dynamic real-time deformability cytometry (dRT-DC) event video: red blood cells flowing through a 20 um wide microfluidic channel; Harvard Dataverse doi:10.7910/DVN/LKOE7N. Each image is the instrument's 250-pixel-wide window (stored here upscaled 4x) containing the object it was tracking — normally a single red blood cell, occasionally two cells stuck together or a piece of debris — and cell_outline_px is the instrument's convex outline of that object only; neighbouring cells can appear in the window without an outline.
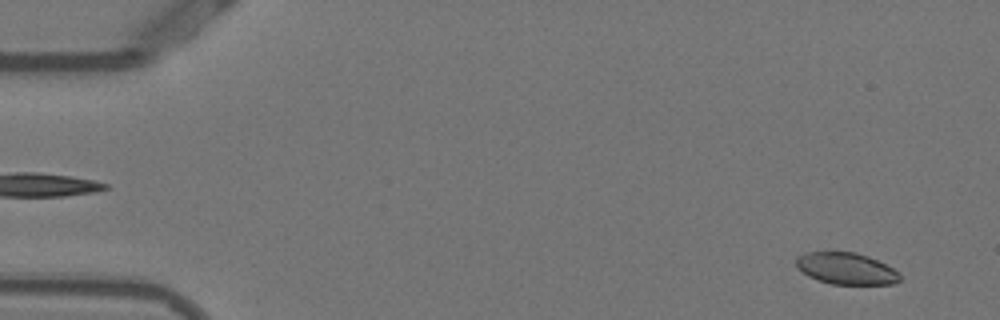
{"species": "Egyptian fruit bat (a non-hibernating species)", "species_latin": "Rousettus aegyptiacus", "temperature_condition": "warm", "stored_images_in_passage": 53, "camera_frame_rate_fps": 3000, "um_per_image_px": 0.085, "animal": {"sex": "female"}, "frame": {"image": 1, "passage_image": 3, "time_ms": 0.667, "image_size_px": [1000, 320], "cell_outline_px": [[900, 280], [896, 284], [832, 284], [816, 280], [808, 276], [796, 264], [796, 256], [808, 252], [856, 252], [868, 256], [900, 272]], "centroid_in_image_um": [71.94, 22.83], "position_along_channel_um": 13.1, "area_um2": 19.07}}
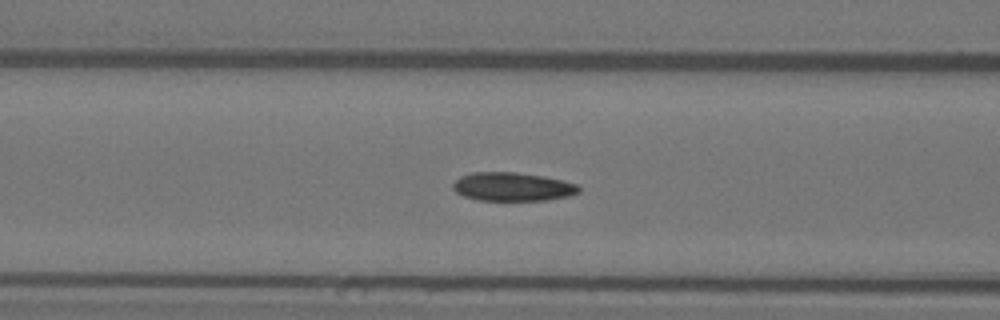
{"frame": {"image": 2, "passage_image": 21, "time_ms": 6.667, "image_size_px": [1000, 320], "cell_outline_px": [[580, 192], [572, 196], [548, 200], [480, 200], [464, 196], [456, 192], [452, 188], [452, 184], [460, 176], [472, 172], [516, 172], [544, 176], [564, 180], [576, 184], [580, 188]], "centroid_in_image_um": [43.59, 15.87], "position_along_channel_um": 123.0, "area_um2": 21.15}}
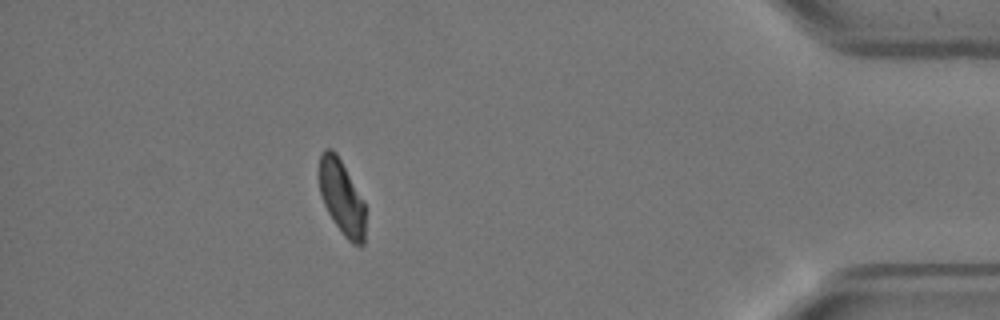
{"frame": {"image": 3, "passage_image": 47, "time_ms": 15.333, "image_size_px": [1000, 320], "cell_outline_px": [[364, 244], [352, 244], [344, 236], [328, 212], [324, 204], [320, 192], [316, 176], [316, 172], [320, 152], [324, 148], [332, 148], [336, 152], [364, 200]], "centroid_in_image_um": [28.98, 16.68], "position_along_channel_um": 406.2, "area_um2": 20.46}, "authors_computed_cell_mechanics": {"area_um2": 20.9814, "velocity_mm_per_s": 3.8345, "shape_relaxation_time_tau1_ms": 7.0644, "shape_relaxation_time_tau2_ms": 1.8172, "deformation_change_tau1": 0.1426, "deformation_change_tau2": 0.068}}